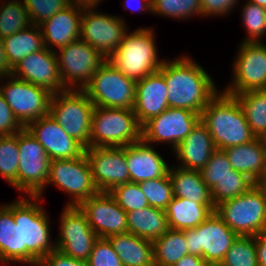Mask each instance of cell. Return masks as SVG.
<instances>
[{"label":"cell","mask_w":266,"mask_h":266,"mask_svg":"<svg viewBox=\"0 0 266 266\" xmlns=\"http://www.w3.org/2000/svg\"><path fill=\"white\" fill-rule=\"evenodd\" d=\"M159 70L166 81L167 100L171 108L191 110L201 115L219 92L212 77L190 56L184 55L170 61L165 59Z\"/></svg>","instance_id":"6da1fadb"},{"label":"cell","mask_w":266,"mask_h":266,"mask_svg":"<svg viewBox=\"0 0 266 266\" xmlns=\"http://www.w3.org/2000/svg\"><path fill=\"white\" fill-rule=\"evenodd\" d=\"M201 121L207 126L216 149L246 144L256 138L237 98L223 91L203 109Z\"/></svg>","instance_id":"7a4b0ae2"},{"label":"cell","mask_w":266,"mask_h":266,"mask_svg":"<svg viewBox=\"0 0 266 266\" xmlns=\"http://www.w3.org/2000/svg\"><path fill=\"white\" fill-rule=\"evenodd\" d=\"M157 51L154 30L140 27L125 33L120 46L108 60L125 76L139 81L161 68L165 60L158 59Z\"/></svg>","instance_id":"3957f363"},{"label":"cell","mask_w":266,"mask_h":266,"mask_svg":"<svg viewBox=\"0 0 266 266\" xmlns=\"http://www.w3.org/2000/svg\"><path fill=\"white\" fill-rule=\"evenodd\" d=\"M40 199L38 196L20 197V262L31 266H37L44 256L56 249L55 241L50 240L49 215L43 210Z\"/></svg>","instance_id":"277c9868"},{"label":"cell","mask_w":266,"mask_h":266,"mask_svg":"<svg viewBox=\"0 0 266 266\" xmlns=\"http://www.w3.org/2000/svg\"><path fill=\"white\" fill-rule=\"evenodd\" d=\"M215 212L238 236L266 232V187L256 183L244 194L218 204Z\"/></svg>","instance_id":"5b68a950"},{"label":"cell","mask_w":266,"mask_h":266,"mask_svg":"<svg viewBox=\"0 0 266 266\" xmlns=\"http://www.w3.org/2000/svg\"><path fill=\"white\" fill-rule=\"evenodd\" d=\"M91 125L92 147H125L141 139L142 127L133 110L95 106Z\"/></svg>","instance_id":"8992f818"},{"label":"cell","mask_w":266,"mask_h":266,"mask_svg":"<svg viewBox=\"0 0 266 266\" xmlns=\"http://www.w3.org/2000/svg\"><path fill=\"white\" fill-rule=\"evenodd\" d=\"M94 107L83 90L68 89L53 94L49 115L69 136L87 148L90 147Z\"/></svg>","instance_id":"52a82bcc"},{"label":"cell","mask_w":266,"mask_h":266,"mask_svg":"<svg viewBox=\"0 0 266 266\" xmlns=\"http://www.w3.org/2000/svg\"><path fill=\"white\" fill-rule=\"evenodd\" d=\"M137 81L128 78L107 59L83 88L95 106L133 110Z\"/></svg>","instance_id":"ba28073f"},{"label":"cell","mask_w":266,"mask_h":266,"mask_svg":"<svg viewBox=\"0 0 266 266\" xmlns=\"http://www.w3.org/2000/svg\"><path fill=\"white\" fill-rule=\"evenodd\" d=\"M188 253L206 263L221 264L238 235L214 212L198 227L183 230Z\"/></svg>","instance_id":"9c48e42d"},{"label":"cell","mask_w":266,"mask_h":266,"mask_svg":"<svg viewBox=\"0 0 266 266\" xmlns=\"http://www.w3.org/2000/svg\"><path fill=\"white\" fill-rule=\"evenodd\" d=\"M19 149L18 191L42 200L46 188L51 159L44 147L23 128L17 133Z\"/></svg>","instance_id":"30bf717a"},{"label":"cell","mask_w":266,"mask_h":266,"mask_svg":"<svg viewBox=\"0 0 266 266\" xmlns=\"http://www.w3.org/2000/svg\"><path fill=\"white\" fill-rule=\"evenodd\" d=\"M52 184L71 196L65 206L78 207L99 191L85 152L74 159H56L50 162L47 185Z\"/></svg>","instance_id":"8fae6325"},{"label":"cell","mask_w":266,"mask_h":266,"mask_svg":"<svg viewBox=\"0 0 266 266\" xmlns=\"http://www.w3.org/2000/svg\"><path fill=\"white\" fill-rule=\"evenodd\" d=\"M55 52L60 76L67 89L83 90L99 67L107 60L81 38Z\"/></svg>","instance_id":"7c38bea8"},{"label":"cell","mask_w":266,"mask_h":266,"mask_svg":"<svg viewBox=\"0 0 266 266\" xmlns=\"http://www.w3.org/2000/svg\"><path fill=\"white\" fill-rule=\"evenodd\" d=\"M7 78L5 84H0V93L24 128L31 122L49 115L53 96L50 91L13 75Z\"/></svg>","instance_id":"4fadbf2b"},{"label":"cell","mask_w":266,"mask_h":266,"mask_svg":"<svg viewBox=\"0 0 266 266\" xmlns=\"http://www.w3.org/2000/svg\"><path fill=\"white\" fill-rule=\"evenodd\" d=\"M235 57L233 81L223 92L234 96L250 90H266V45L242 41Z\"/></svg>","instance_id":"5bb4252c"},{"label":"cell","mask_w":266,"mask_h":266,"mask_svg":"<svg viewBox=\"0 0 266 266\" xmlns=\"http://www.w3.org/2000/svg\"><path fill=\"white\" fill-rule=\"evenodd\" d=\"M94 7H83L80 38L108 59L120 46L128 31L119 16L96 12Z\"/></svg>","instance_id":"9a60e30c"},{"label":"cell","mask_w":266,"mask_h":266,"mask_svg":"<svg viewBox=\"0 0 266 266\" xmlns=\"http://www.w3.org/2000/svg\"><path fill=\"white\" fill-rule=\"evenodd\" d=\"M201 120V115L191 110L169 107L151 118L141 129V138L149 143H168L174 149Z\"/></svg>","instance_id":"2e32d148"},{"label":"cell","mask_w":266,"mask_h":266,"mask_svg":"<svg viewBox=\"0 0 266 266\" xmlns=\"http://www.w3.org/2000/svg\"><path fill=\"white\" fill-rule=\"evenodd\" d=\"M56 249L78 260H88L98 236L90 227L85 214L75 206L63 207L60 216Z\"/></svg>","instance_id":"e0dca14e"},{"label":"cell","mask_w":266,"mask_h":266,"mask_svg":"<svg viewBox=\"0 0 266 266\" xmlns=\"http://www.w3.org/2000/svg\"><path fill=\"white\" fill-rule=\"evenodd\" d=\"M93 182L99 192H110L115 186L130 182L125 147H87Z\"/></svg>","instance_id":"ac0fdd59"},{"label":"cell","mask_w":266,"mask_h":266,"mask_svg":"<svg viewBox=\"0 0 266 266\" xmlns=\"http://www.w3.org/2000/svg\"><path fill=\"white\" fill-rule=\"evenodd\" d=\"M78 207L99 238L128 233L127 213L109 192H98L84 200Z\"/></svg>","instance_id":"d6986e66"},{"label":"cell","mask_w":266,"mask_h":266,"mask_svg":"<svg viewBox=\"0 0 266 266\" xmlns=\"http://www.w3.org/2000/svg\"><path fill=\"white\" fill-rule=\"evenodd\" d=\"M12 75L52 94L68 90L60 76L56 53L46 47L22 59L13 68Z\"/></svg>","instance_id":"ffe728a7"},{"label":"cell","mask_w":266,"mask_h":266,"mask_svg":"<svg viewBox=\"0 0 266 266\" xmlns=\"http://www.w3.org/2000/svg\"><path fill=\"white\" fill-rule=\"evenodd\" d=\"M25 128L44 147L51 161L74 159L85 152V147L69 136L50 115L31 122Z\"/></svg>","instance_id":"44dd1931"},{"label":"cell","mask_w":266,"mask_h":266,"mask_svg":"<svg viewBox=\"0 0 266 266\" xmlns=\"http://www.w3.org/2000/svg\"><path fill=\"white\" fill-rule=\"evenodd\" d=\"M83 7L71 3L39 24L46 48L55 52L56 48L58 50L80 38ZM53 47L55 48L53 49Z\"/></svg>","instance_id":"7402d4cb"},{"label":"cell","mask_w":266,"mask_h":266,"mask_svg":"<svg viewBox=\"0 0 266 266\" xmlns=\"http://www.w3.org/2000/svg\"><path fill=\"white\" fill-rule=\"evenodd\" d=\"M167 94L166 81L160 70L137 81L133 112L141 127L169 108Z\"/></svg>","instance_id":"603a6c76"},{"label":"cell","mask_w":266,"mask_h":266,"mask_svg":"<svg viewBox=\"0 0 266 266\" xmlns=\"http://www.w3.org/2000/svg\"><path fill=\"white\" fill-rule=\"evenodd\" d=\"M126 162L130 182L135 183L164 177L170 168L154 147L142 138L126 146Z\"/></svg>","instance_id":"cb8c5ba5"},{"label":"cell","mask_w":266,"mask_h":266,"mask_svg":"<svg viewBox=\"0 0 266 266\" xmlns=\"http://www.w3.org/2000/svg\"><path fill=\"white\" fill-rule=\"evenodd\" d=\"M216 150L207 126L200 120L193 130L174 149L184 169L201 170Z\"/></svg>","instance_id":"d4e9b609"},{"label":"cell","mask_w":266,"mask_h":266,"mask_svg":"<svg viewBox=\"0 0 266 266\" xmlns=\"http://www.w3.org/2000/svg\"><path fill=\"white\" fill-rule=\"evenodd\" d=\"M232 168L244 173L255 183L266 178V146L263 138L224 149Z\"/></svg>","instance_id":"484cf974"},{"label":"cell","mask_w":266,"mask_h":266,"mask_svg":"<svg viewBox=\"0 0 266 266\" xmlns=\"http://www.w3.org/2000/svg\"><path fill=\"white\" fill-rule=\"evenodd\" d=\"M0 262L20 263V198L0 206Z\"/></svg>","instance_id":"4316f807"},{"label":"cell","mask_w":266,"mask_h":266,"mask_svg":"<svg viewBox=\"0 0 266 266\" xmlns=\"http://www.w3.org/2000/svg\"><path fill=\"white\" fill-rule=\"evenodd\" d=\"M215 210L214 204H201L173 196L165 212L169 228L183 231L198 227Z\"/></svg>","instance_id":"83f0119b"},{"label":"cell","mask_w":266,"mask_h":266,"mask_svg":"<svg viewBox=\"0 0 266 266\" xmlns=\"http://www.w3.org/2000/svg\"><path fill=\"white\" fill-rule=\"evenodd\" d=\"M123 266H154L151 240L131 233L114 234L107 238Z\"/></svg>","instance_id":"f1b7e54d"},{"label":"cell","mask_w":266,"mask_h":266,"mask_svg":"<svg viewBox=\"0 0 266 266\" xmlns=\"http://www.w3.org/2000/svg\"><path fill=\"white\" fill-rule=\"evenodd\" d=\"M168 173L172 183L173 196L201 204H213L211 190L203 181L200 170L172 166Z\"/></svg>","instance_id":"f546056e"},{"label":"cell","mask_w":266,"mask_h":266,"mask_svg":"<svg viewBox=\"0 0 266 266\" xmlns=\"http://www.w3.org/2000/svg\"><path fill=\"white\" fill-rule=\"evenodd\" d=\"M128 233L147 240H155L170 228L165 210L148 206L127 212Z\"/></svg>","instance_id":"4dcf8cb0"},{"label":"cell","mask_w":266,"mask_h":266,"mask_svg":"<svg viewBox=\"0 0 266 266\" xmlns=\"http://www.w3.org/2000/svg\"><path fill=\"white\" fill-rule=\"evenodd\" d=\"M3 46L12 69L26 56L45 48L39 25H31L3 38Z\"/></svg>","instance_id":"1f68e13d"},{"label":"cell","mask_w":266,"mask_h":266,"mask_svg":"<svg viewBox=\"0 0 266 266\" xmlns=\"http://www.w3.org/2000/svg\"><path fill=\"white\" fill-rule=\"evenodd\" d=\"M154 266H173L188 255L187 242L182 230L169 229L152 241Z\"/></svg>","instance_id":"d6a6232c"},{"label":"cell","mask_w":266,"mask_h":266,"mask_svg":"<svg viewBox=\"0 0 266 266\" xmlns=\"http://www.w3.org/2000/svg\"><path fill=\"white\" fill-rule=\"evenodd\" d=\"M240 103L256 138L266 135V90H250L234 95Z\"/></svg>","instance_id":"836d02e7"},{"label":"cell","mask_w":266,"mask_h":266,"mask_svg":"<svg viewBox=\"0 0 266 266\" xmlns=\"http://www.w3.org/2000/svg\"><path fill=\"white\" fill-rule=\"evenodd\" d=\"M32 25L22 0L0 4V37L3 39Z\"/></svg>","instance_id":"e575fe53"},{"label":"cell","mask_w":266,"mask_h":266,"mask_svg":"<svg viewBox=\"0 0 266 266\" xmlns=\"http://www.w3.org/2000/svg\"><path fill=\"white\" fill-rule=\"evenodd\" d=\"M256 183L244 173L231 170V173L219 180L211 190V199L215 207L221 202L247 192Z\"/></svg>","instance_id":"d590c367"},{"label":"cell","mask_w":266,"mask_h":266,"mask_svg":"<svg viewBox=\"0 0 266 266\" xmlns=\"http://www.w3.org/2000/svg\"><path fill=\"white\" fill-rule=\"evenodd\" d=\"M19 149L17 133L0 136V176L18 190Z\"/></svg>","instance_id":"8d00e7d4"},{"label":"cell","mask_w":266,"mask_h":266,"mask_svg":"<svg viewBox=\"0 0 266 266\" xmlns=\"http://www.w3.org/2000/svg\"><path fill=\"white\" fill-rule=\"evenodd\" d=\"M221 266H259L255 236H238L227 251Z\"/></svg>","instance_id":"74e56055"},{"label":"cell","mask_w":266,"mask_h":266,"mask_svg":"<svg viewBox=\"0 0 266 266\" xmlns=\"http://www.w3.org/2000/svg\"><path fill=\"white\" fill-rule=\"evenodd\" d=\"M152 14L178 20L194 15L201 16L200 0H151Z\"/></svg>","instance_id":"f35d334b"},{"label":"cell","mask_w":266,"mask_h":266,"mask_svg":"<svg viewBox=\"0 0 266 266\" xmlns=\"http://www.w3.org/2000/svg\"><path fill=\"white\" fill-rule=\"evenodd\" d=\"M241 12L247 34L243 42H263L261 38L266 36V7L246 1Z\"/></svg>","instance_id":"ab89813d"},{"label":"cell","mask_w":266,"mask_h":266,"mask_svg":"<svg viewBox=\"0 0 266 266\" xmlns=\"http://www.w3.org/2000/svg\"><path fill=\"white\" fill-rule=\"evenodd\" d=\"M147 198L149 206L166 210L173 198L172 183L169 173L164 177L138 183Z\"/></svg>","instance_id":"60d3db41"},{"label":"cell","mask_w":266,"mask_h":266,"mask_svg":"<svg viewBox=\"0 0 266 266\" xmlns=\"http://www.w3.org/2000/svg\"><path fill=\"white\" fill-rule=\"evenodd\" d=\"M109 193L126 213L149 206L146 196L135 182L117 185Z\"/></svg>","instance_id":"b9f144b4"},{"label":"cell","mask_w":266,"mask_h":266,"mask_svg":"<svg viewBox=\"0 0 266 266\" xmlns=\"http://www.w3.org/2000/svg\"><path fill=\"white\" fill-rule=\"evenodd\" d=\"M233 170L224 150L216 149L207 164L200 170L202 179L210 190L219 183V180Z\"/></svg>","instance_id":"7bdbcfd3"},{"label":"cell","mask_w":266,"mask_h":266,"mask_svg":"<svg viewBox=\"0 0 266 266\" xmlns=\"http://www.w3.org/2000/svg\"><path fill=\"white\" fill-rule=\"evenodd\" d=\"M71 3V0H23L32 25L41 24Z\"/></svg>","instance_id":"ee69618b"},{"label":"cell","mask_w":266,"mask_h":266,"mask_svg":"<svg viewBox=\"0 0 266 266\" xmlns=\"http://www.w3.org/2000/svg\"><path fill=\"white\" fill-rule=\"evenodd\" d=\"M87 261L89 266H123L107 238L98 237Z\"/></svg>","instance_id":"f6af8a7d"},{"label":"cell","mask_w":266,"mask_h":266,"mask_svg":"<svg viewBox=\"0 0 266 266\" xmlns=\"http://www.w3.org/2000/svg\"><path fill=\"white\" fill-rule=\"evenodd\" d=\"M23 128L4 96L0 93V136L14 135Z\"/></svg>","instance_id":"bcb514c9"},{"label":"cell","mask_w":266,"mask_h":266,"mask_svg":"<svg viewBox=\"0 0 266 266\" xmlns=\"http://www.w3.org/2000/svg\"><path fill=\"white\" fill-rule=\"evenodd\" d=\"M238 1L239 0H200L201 16H225L237 6Z\"/></svg>","instance_id":"7dc6e473"},{"label":"cell","mask_w":266,"mask_h":266,"mask_svg":"<svg viewBox=\"0 0 266 266\" xmlns=\"http://www.w3.org/2000/svg\"><path fill=\"white\" fill-rule=\"evenodd\" d=\"M37 266H89L88 261L74 259L58 249L44 256Z\"/></svg>","instance_id":"c3c4849f"},{"label":"cell","mask_w":266,"mask_h":266,"mask_svg":"<svg viewBox=\"0 0 266 266\" xmlns=\"http://www.w3.org/2000/svg\"><path fill=\"white\" fill-rule=\"evenodd\" d=\"M257 260L259 266H266V232L255 236Z\"/></svg>","instance_id":"681fc988"},{"label":"cell","mask_w":266,"mask_h":266,"mask_svg":"<svg viewBox=\"0 0 266 266\" xmlns=\"http://www.w3.org/2000/svg\"><path fill=\"white\" fill-rule=\"evenodd\" d=\"M124 9L133 11H145L152 13V2L151 0H125L123 4Z\"/></svg>","instance_id":"f907efd6"},{"label":"cell","mask_w":266,"mask_h":266,"mask_svg":"<svg viewBox=\"0 0 266 266\" xmlns=\"http://www.w3.org/2000/svg\"><path fill=\"white\" fill-rule=\"evenodd\" d=\"M12 70L4 51L3 39L0 37V77L12 75Z\"/></svg>","instance_id":"816d5d0a"},{"label":"cell","mask_w":266,"mask_h":266,"mask_svg":"<svg viewBox=\"0 0 266 266\" xmlns=\"http://www.w3.org/2000/svg\"><path fill=\"white\" fill-rule=\"evenodd\" d=\"M205 263L206 262L202 257L188 254V255L183 256L173 266H203Z\"/></svg>","instance_id":"f5cc1de1"},{"label":"cell","mask_w":266,"mask_h":266,"mask_svg":"<svg viewBox=\"0 0 266 266\" xmlns=\"http://www.w3.org/2000/svg\"><path fill=\"white\" fill-rule=\"evenodd\" d=\"M102 0H71L72 3L81 5L84 7H97Z\"/></svg>","instance_id":"db71d44e"},{"label":"cell","mask_w":266,"mask_h":266,"mask_svg":"<svg viewBox=\"0 0 266 266\" xmlns=\"http://www.w3.org/2000/svg\"><path fill=\"white\" fill-rule=\"evenodd\" d=\"M247 1L257 4L259 6L266 7V0H247Z\"/></svg>","instance_id":"11a10c76"},{"label":"cell","mask_w":266,"mask_h":266,"mask_svg":"<svg viewBox=\"0 0 266 266\" xmlns=\"http://www.w3.org/2000/svg\"><path fill=\"white\" fill-rule=\"evenodd\" d=\"M203 266H221V264L205 263Z\"/></svg>","instance_id":"9f6ffc18"},{"label":"cell","mask_w":266,"mask_h":266,"mask_svg":"<svg viewBox=\"0 0 266 266\" xmlns=\"http://www.w3.org/2000/svg\"><path fill=\"white\" fill-rule=\"evenodd\" d=\"M4 79L5 80L7 79L6 76L5 77H0V81L2 80L0 83H2L4 81Z\"/></svg>","instance_id":"6f0895ef"},{"label":"cell","mask_w":266,"mask_h":266,"mask_svg":"<svg viewBox=\"0 0 266 266\" xmlns=\"http://www.w3.org/2000/svg\"><path fill=\"white\" fill-rule=\"evenodd\" d=\"M263 140H264V143H265V146H266V135L263 137Z\"/></svg>","instance_id":"680465c9"},{"label":"cell","mask_w":266,"mask_h":266,"mask_svg":"<svg viewBox=\"0 0 266 266\" xmlns=\"http://www.w3.org/2000/svg\"><path fill=\"white\" fill-rule=\"evenodd\" d=\"M262 184L266 187V178H265V180L263 181Z\"/></svg>","instance_id":"91938a15"}]
</instances>
